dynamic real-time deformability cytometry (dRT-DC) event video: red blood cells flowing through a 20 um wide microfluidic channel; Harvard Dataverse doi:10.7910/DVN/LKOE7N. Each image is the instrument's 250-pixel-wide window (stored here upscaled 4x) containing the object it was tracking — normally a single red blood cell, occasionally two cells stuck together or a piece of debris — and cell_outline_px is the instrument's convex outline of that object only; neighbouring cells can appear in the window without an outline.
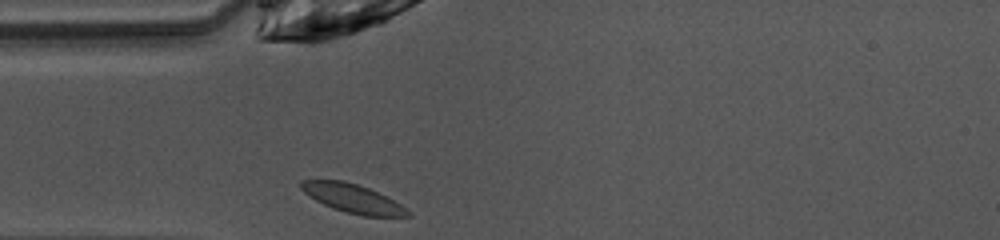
{"species": "common noctule bat (a hibernating species)", "species_latin": "Nyctalus noctula", "temperature_condition": "warm", "stored_images_in_passage": 27, "camera_frame_rate_fps": 3000, "um_per_image_px": 0.085, "animal": {"sex": "female", "body_mass_g": 10.0, "forearm_length_mm": 53.1}, "frame": {"image": 1, "passage_image": 1, "time_ms": 0.0, "image_size_px": [1000, 240], "cell_outline_px": [[412, 216], [364, 216], [344, 212], [332, 208], [316, 200], [304, 192], [300, 188], [300, 180], [344, 180], [368, 188], [400, 204], [412, 212]], "centroid_in_image_um": [29.97, 16.87], "position_along_channel_um": 55.0, "area_um2": 17.63}}
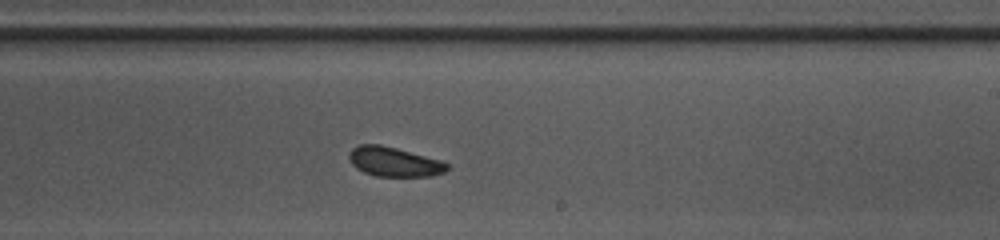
{"frame": {"image": 2, "passage_image": 16, "time_ms": 5.0, "image_size_px": [1000, 240], "cell_outline_px": [[448, 168], [444, 172], [432, 176], [376, 176], [364, 172], [356, 168], [352, 164], [348, 156], [352, 148], [360, 144], [380, 144], [396, 148], [440, 160], [448, 164]], "centroid_in_image_um": [33.47, 13.75], "position_along_channel_um": 255.5, "area_um2": 16.7}}
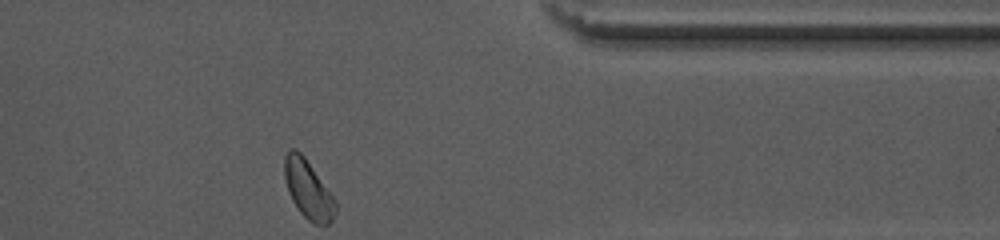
{"frame": {"image": 3, "passage_image": 27, "time_ms": 8.667, "image_size_px": [1000, 240], "cell_outline_px": [[336, 212], [332, 220], [328, 224], [316, 224], [308, 220], [300, 212], [292, 200], [288, 192], [284, 176], [284, 156], [288, 148], [296, 148], [304, 156], [336, 200]], "centroid_in_image_um": [26.17, 16.07], "position_along_channel_um": 385.2, "area_um2": 17.4}, "authors_computed_cell_mechanics": {"area_um2": 17.34, "velocity_mm_per_s": 4.0318, "shape_relaxation_time_tau1_ms": 2.6215, "shape_relaxation_time_tau2_ms": 3.7429, "deformation_change_tau1": 0.0588, "deformation_change_tau2": 0.069}}